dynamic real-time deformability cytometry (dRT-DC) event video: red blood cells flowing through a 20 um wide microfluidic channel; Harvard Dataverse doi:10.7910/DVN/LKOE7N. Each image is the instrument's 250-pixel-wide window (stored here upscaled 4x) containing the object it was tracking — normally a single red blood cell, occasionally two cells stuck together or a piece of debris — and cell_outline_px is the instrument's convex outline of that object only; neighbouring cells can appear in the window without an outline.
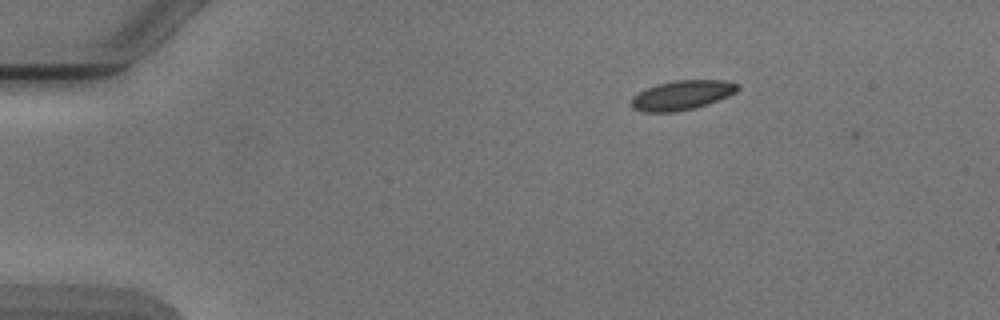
{"species": "Egyptian fruit bat (a non-hibernating species)", "species_latin": "Rousettus aegyptiacus", "temperature_condition": "cold", "stored_images_in_passage": 2, "camera_frame_rate_fps": 3000, "um_per_image_px": 0.085, "animal": {"sex": "male"}, "frame": {"image": 1, "passage_image": 1, "time_ms": 0.0, "image_size_px": [1000, 320], "cell_outline_px": [[740, 88], [736, 92], [728, 96], [708, 104], [692, 108], [672, 112], [644, 112], [632, 108], [632, 96], [656, 84], [676, 80], [724, 80], [740, 84]], "centroid_in_image_um": [57.99, 8.08], "position_along_channel_um": 27.0, "area_um2": 18.15}}